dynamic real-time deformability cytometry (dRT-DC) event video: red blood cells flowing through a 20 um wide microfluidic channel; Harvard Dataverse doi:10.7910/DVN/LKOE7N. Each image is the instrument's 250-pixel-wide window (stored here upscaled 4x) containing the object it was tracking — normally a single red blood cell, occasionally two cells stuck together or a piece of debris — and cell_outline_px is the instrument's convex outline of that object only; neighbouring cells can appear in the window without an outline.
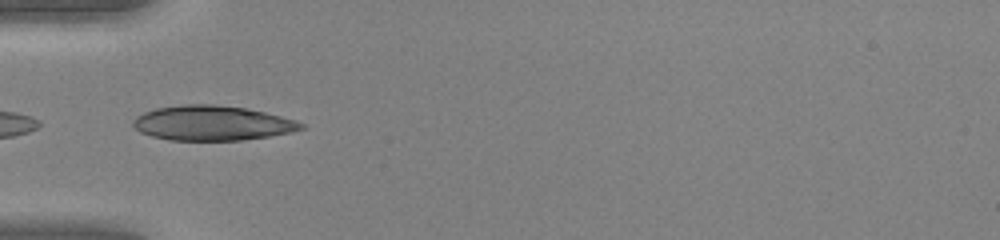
{"species": "human", "species_latin": "Homo sapiens", "temperature_condition": "warm", "stored_images_in_passage": 6, "camera_frame_rate_fps": 3000, "um_per_image_px": 0.085, "donor": {"sex": "female"}, "frame": {"image": 1, "passage_image": 1, "time_ms": 0.0, "image_size_px": [1000, 240], "cell_outline_px": [[304, 128], [292, 132], [268, 136], [240, 140], [168, 140], [152, 136], [140, 132], [132, 124], [132, 120], [136, 116], [144, 112], [156, 108], [184, 104], [212, 104], [248, 108], [296, 120], [304, 124]], "centroid_in_image_um": [18.02, 10.46], "position_along_channel_um": 67.0, "area_um2": 34.04}}
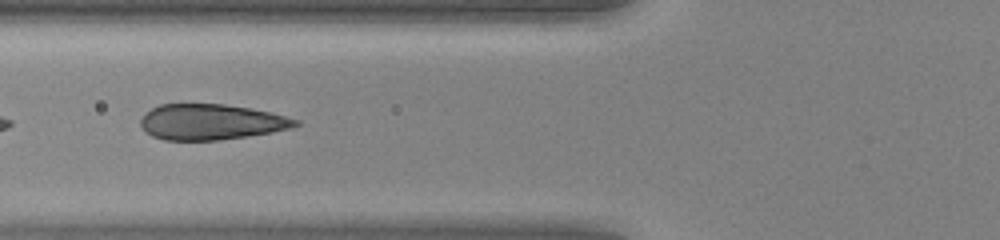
{"frame": {"image": 2, "passage_image": 4, "time_ms": 1.0, "image_size_px": [1000, 240], "cell_outline_px": [[300, 124], [292, 128], [272, 132], [248, 136], [220, 140], [164, 140], [152, 136], [144, 132], [140, 124], [140, 120], [152, 108], [160, 104], [224, 104], [252, 108], [272, 112], [300, 120]], "centroid_in_image_um": [17.97, 10.37], "position_along_channel_um": 107.8, "area_um2": 32.37}}